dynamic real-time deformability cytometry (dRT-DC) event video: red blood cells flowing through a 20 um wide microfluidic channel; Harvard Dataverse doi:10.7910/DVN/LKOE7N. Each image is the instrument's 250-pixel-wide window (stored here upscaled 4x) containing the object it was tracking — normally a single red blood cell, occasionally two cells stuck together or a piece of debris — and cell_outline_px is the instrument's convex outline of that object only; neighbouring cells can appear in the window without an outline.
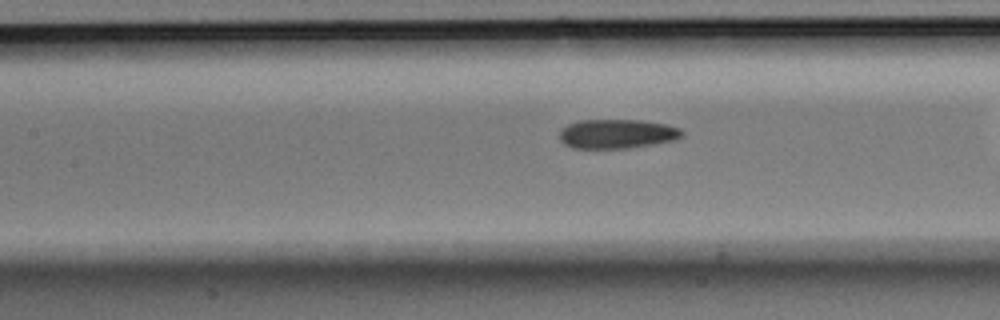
{"species": "Egyptian fruit bat (a non-hibernating species)", "species_latin": "Rousettus aegyptiacus", "temperature_condition": "room temperature", "stored_images_in_passage": 28, "camera_frame_rate_fps": 3000, "um_per_image_px": 0.085, "animal": {"sex": "male"}, "frame": {"image": 1, "passage_image": 9, "time_ms": 2.667, "image_size_px": [1000, 320], "cell_outline_px": [[684, 136], [676, 140], [628, 148], [572, 148], [564, 144], [560, 140], [560, 132], [568, 124], [580, 120], [644, 120], [668, 124], [680, 128], [684, 132]], "centroid_in_image_um": [52.5, 11.37], "position_along_channel_um": 154.9, "area_um2": 21.04}}
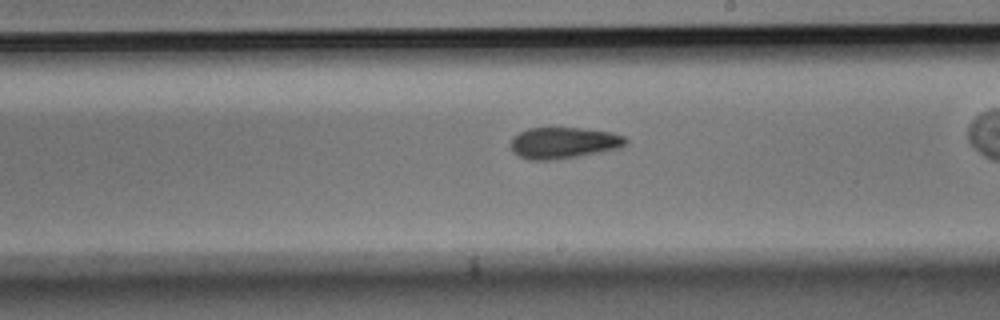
{"frame": {"image": 2, "passage_image": 16, "time_ms": 5.0, "image_size_px": [1000, 320], "cell_outline_px": [[628, 140], [620, 148], [600, 152], [552, 160], [528, 160], [512, 152], [512, 136], [528, 128], [580, 128], [612, 132], [624, 136]], "centroid_in_image_um": [47.9, 12.14], "position_along_channel_um": 241.1, "area_um2": 20.87}}